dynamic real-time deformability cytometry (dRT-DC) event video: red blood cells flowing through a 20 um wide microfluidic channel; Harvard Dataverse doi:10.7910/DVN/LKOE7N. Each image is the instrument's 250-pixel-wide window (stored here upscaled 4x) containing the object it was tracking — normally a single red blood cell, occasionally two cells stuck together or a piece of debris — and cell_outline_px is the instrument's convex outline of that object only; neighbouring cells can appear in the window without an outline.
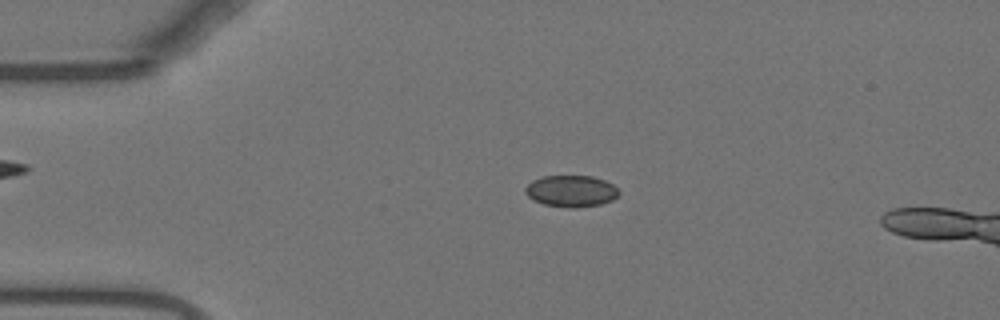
{"species": "Egyptian fruit bat (a non-hibernating species)", "species_latin": "Rousettus aegyptiacus", "temperature_condition": "warm", "stored_images_in_passage": 53, "camera_frame_rate_fps": 3000, "um_per_image_px": 0.085, "animal": {"sex": "female"}, "frame": {"image": 1, "passage_image": 12, "time_ms": 3.667, "image_size_px": [1000, 320], "cell_outline_px": [[620, 192], [612, 200], [600, 204], [576, 208], [572, 208], [544, 204], [532, 200], [524, 192], [524, 188], [532, 180], [544, 176], [592, 176], [604, 180], [612, 184]], "centroid_in_image_um": [48.52, 16.24], "position_along_channel_um": 36.5, "area_um2": 17.17}}
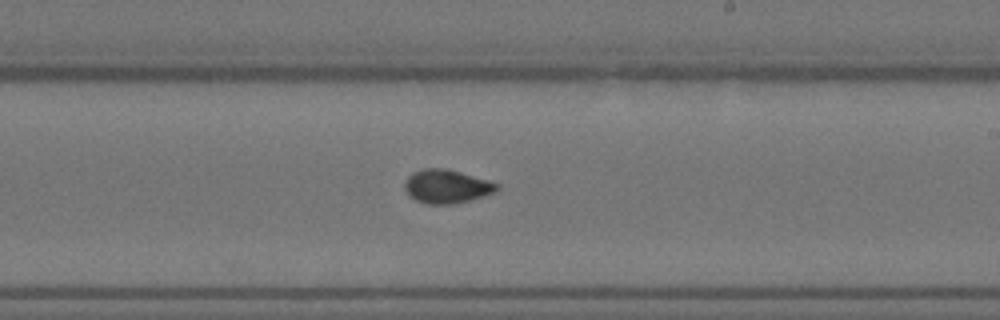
{"frame": {"image": 2, "passage_image": 32, "time_ms": 10.333, "image_size_px": [1000, 320], "cell_outline_px": [[500, 188], [496, 192], [484, 196], [452, 204], [428, 204], [416, 200], [408, 196], [404, 188], [404, 184], [408, 176], [412, 172], [424, 168], [448, 168], [488, 180], [500, 184]], "centroid_in_image_um": [37.97, 15.83], "position_along_channel_um": 251.0, "area_um2": 18.26}}
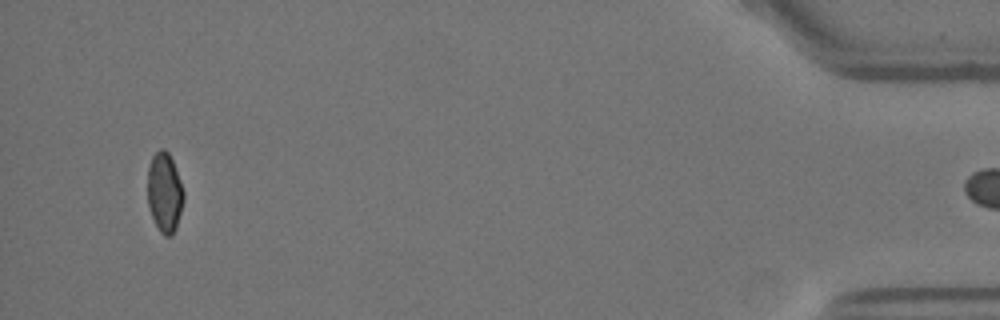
{"frame": {"image": 3, "passage_image": 52, "time_ms": 17.0, "image_size_px": [1000, 320], "cell_outline_px": [[184, 200], [176, 228], [172, 236], [164, 236], [160, 232], [152, 216], [148, 204], [148, 168], [152, 156], [160, 148], [164, 148], [168, 152], [172, 160], [180, 180], [184, 192]], "centroid_in_image_um": [13.99, 16.36], "position_along_channel_um": 421.2, "area_um2": 16.7}}